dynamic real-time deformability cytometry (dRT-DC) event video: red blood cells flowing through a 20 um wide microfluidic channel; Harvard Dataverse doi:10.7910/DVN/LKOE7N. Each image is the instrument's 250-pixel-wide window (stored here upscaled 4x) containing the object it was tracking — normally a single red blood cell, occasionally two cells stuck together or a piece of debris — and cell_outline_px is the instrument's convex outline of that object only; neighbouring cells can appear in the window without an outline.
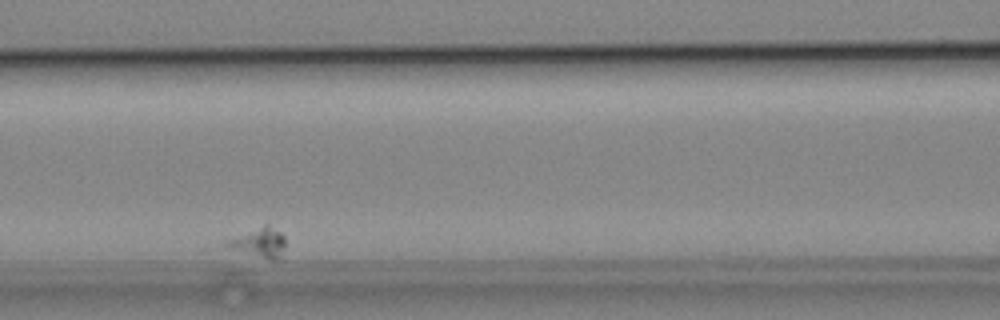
{"species": "common noctule bat (a hibernating species)", "species_latin": "Nyctalus noctula", "temperature_condition": "cold", "stored_images_in_passage": 7, "camera_frame_rate_fps": 3000, "um_per_image_px": 0.085, "animal": {"sex": "male", "body_mass_g": 19.2, "forearm_length_mm": 51.8}, "frame": {"image": 1, "passage_image": 4, "time_ms": 3.667, "image_size_px": [1000, 320], "cell_outline_px": [[284, 244], [276, 256], [272, 260], [224, 252], [216, 248], [220, 244], [232, 236], [264, 224], [268, 224], [280, 232], [284, 236]], "centroid_in_image_um": [21.7, 20.64], "position_along_channel_um": 144.9, "area_um2": 11.04}}